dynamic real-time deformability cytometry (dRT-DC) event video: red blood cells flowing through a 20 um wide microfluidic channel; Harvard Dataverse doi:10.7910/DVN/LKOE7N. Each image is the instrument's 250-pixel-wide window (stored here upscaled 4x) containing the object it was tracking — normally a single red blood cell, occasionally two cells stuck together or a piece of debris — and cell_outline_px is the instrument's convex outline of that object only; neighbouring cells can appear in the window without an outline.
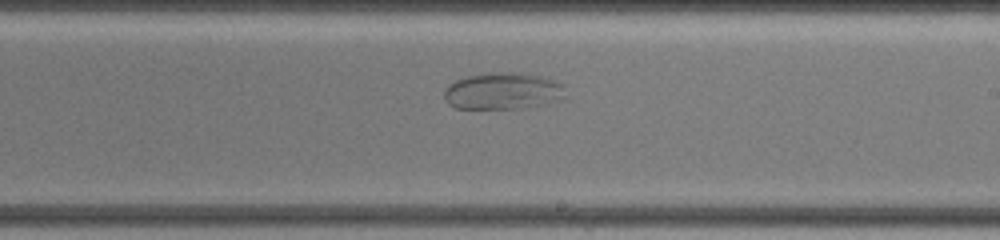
{"species": "common noctule bat (a hibernating species)", "species_latin": "Nyctalus noctula", "temperature_condition": "warm", "stored_images_in_passage": 32, "camera_frame_rate_fps": 3000, "um_per_image_px": 0.085, "animal": {"sex": "female", "body_mass_g": 19.5, "forearm_length_mm": 54.1}, "frame": {"image": 1, "passage_image": 15, "time_ms": 8.333, "image_size_px": [1000, 240], "cell_outline_px": [[564, 96], [560, 100], [544, 104], [520, 108], [456, 108], [448, 104], [444, 96], [444, 92], [448, 84], [464, 76], [520, 72], [540, 76], [556, 80], [564, 84]], "centroid_in_image_um": [42.76, 7.74], "position_along_channel_um": 246.2, "area_um2": 25.78}}
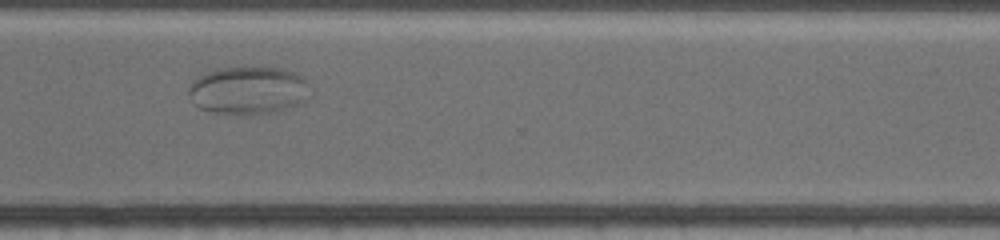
{"frame": {"image": 2, "passage_image": 24, "time_ms": 11.333, "image_size_px": [1000, 240], "cell_outline_px": [[312, 84], [308, 100], [304, 104], [276, 112], [212, 112], [200, 108], [192, 104], [188, 96], [188, 88], [192, 80], [196, 76], [204, 72], [216, 68], [280, 68], [296, 72], [308, 80]], "centroid_in_image_um": [21.15, 7.65], "position_along_channel_um": 349.5, "area_um2": 34.28}}
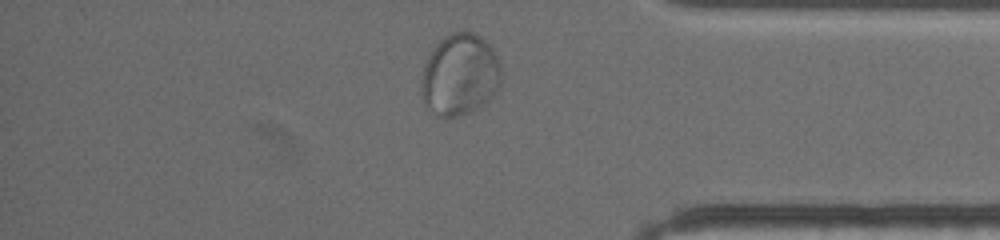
{"frame": {"image": 3, "passage_image": 30, "time_ms": 13.0, "image_size_px": [1000, 240], "cell_outline_px": [[500, 84], [496, 92], [484, 104], [468, 112], [448, 120], [436, 116], [424, 100], [420, 92], [420, 80], [428, 56], [436, 44], [444, 36], [452, 32], [472, 32], [480, 36], [492, 48], [500, 64]], "centroid_in_image_um": [39.07, 6.37], "position_along_channel_um": 396.1, "area_um2": 38.09}}